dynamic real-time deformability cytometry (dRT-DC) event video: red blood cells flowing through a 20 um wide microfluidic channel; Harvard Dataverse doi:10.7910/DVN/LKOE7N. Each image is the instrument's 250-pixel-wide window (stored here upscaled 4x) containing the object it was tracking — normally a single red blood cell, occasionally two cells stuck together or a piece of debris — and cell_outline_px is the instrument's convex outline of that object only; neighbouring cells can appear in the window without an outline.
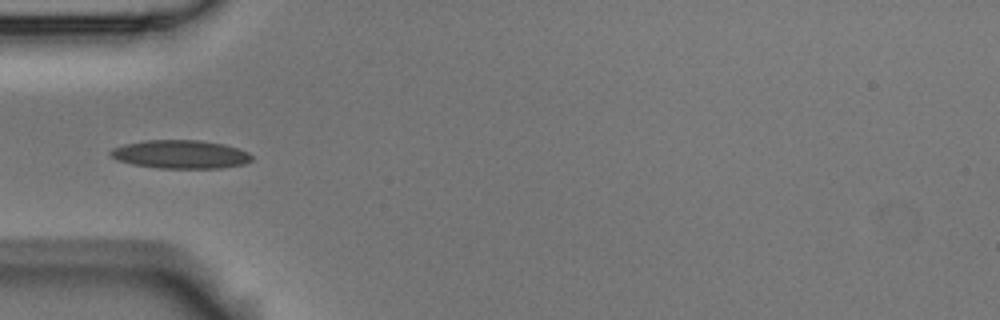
{"species": "Egyptian fruit bat (a non-hibernating species)", "species_latin": "Rousettus aegyptiacus", "temperature_condition": "room temperature", "stored_images_in_passage": 5, "camera_frame_rate_fps": 3000, "um_per_image_px": 0.085, "animal": {"sex": "male"}, "frame": {"image": 1, "passage_image": 5, "time_ms": 1.333, "image_size_px": [1000, 320], "cell_outline_px": [[252, 160], [244, 164], [220, 168], [156, 168], [132, 164], [116, 160], [108, 152], [112, 148], [124, 144], [144, 140], [200, 140], [224, 144], [248, 152], [252, 156]], "centroid_in_image_um": [15.31, 13.12], "position_along_channel_um": 69.7, "area_um2": 23.47}}